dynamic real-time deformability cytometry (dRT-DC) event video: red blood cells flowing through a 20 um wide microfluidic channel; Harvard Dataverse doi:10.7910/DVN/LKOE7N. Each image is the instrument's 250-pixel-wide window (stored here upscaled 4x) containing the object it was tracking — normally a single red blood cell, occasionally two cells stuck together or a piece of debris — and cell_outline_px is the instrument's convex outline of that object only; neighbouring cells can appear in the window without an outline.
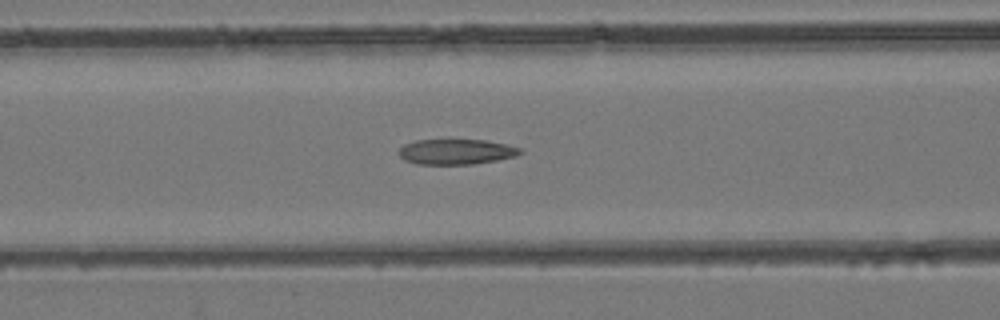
{"species": "common noctule bat (a hibernating species)", "species_latin": "Nyctalus noctula", "temperature_condition": "room temperature", "stored_images_in_passage": 47, "camera_frame_rate_fps": 3000, "um_per_image_px": 0.085, "animal": {"sex": "female", "body_mass_g": 24.6, "forearm_length_mm": 56.2}, "frame": {"image": 1, "passage_image": 18, "time_ms": 5.667, "image_size_px": [1000, 320], "cell_outline_px": [[524, 152], [516, 156], [496, 160], [472, 164], [416, 164], [404, 160], [396, 152], [404, 144], [416, 140], [484, 140], [508, 144], [520, 148]], "centroid_in_image_um": [38.76, 12.9], "position_along_channel_um": 127.8, "area_um2": 17.98}}
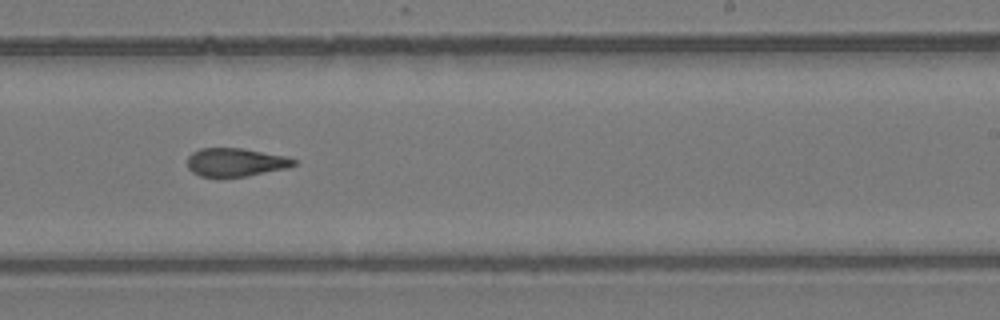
{"frame": {"image": 2, "passage_image": 28, "time_ms": 9.0, "image_size_px": [1000, 320], "cell_outline_px": [[296, 164], [288, 168], [248, 176], [200, 176], [192, 172], [188, 168], [188, 156], [192, 152], [200, 148], [240, 148], [288, 156], [296, 160]], "centroid_in_image_um": [20.05, 13.78], "position_along_channel_um": 269.0, "area_um2": 17.57}}
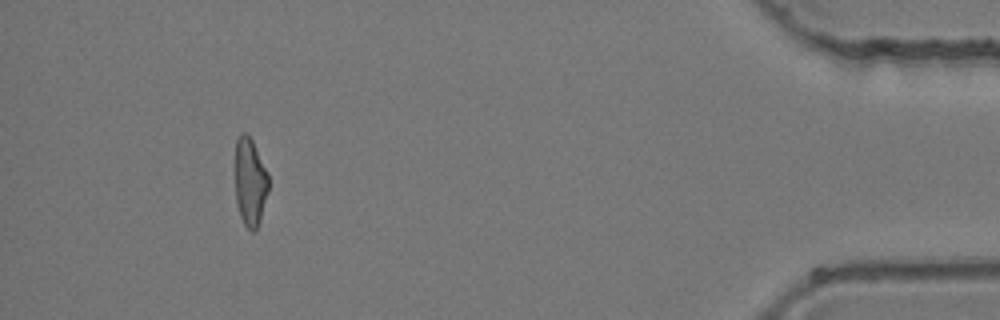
{"frame": {"image": 3, "passage_image": 43, "time_ms": 14.0, "image_size_px": [1000, 320], "cell_outline_px": [[268, 192], [260, 220], [256, 228], [252, 232], [244, 224], [240, 216], [236, 200], [232, 172], [236, 140], [240, 132], [244, 132], [252, 140], [268, 172]], "centroid_in_image_um": [21.2, 15.41], "position_along_channel_um": 414.0, "area_um2": 17.8}}